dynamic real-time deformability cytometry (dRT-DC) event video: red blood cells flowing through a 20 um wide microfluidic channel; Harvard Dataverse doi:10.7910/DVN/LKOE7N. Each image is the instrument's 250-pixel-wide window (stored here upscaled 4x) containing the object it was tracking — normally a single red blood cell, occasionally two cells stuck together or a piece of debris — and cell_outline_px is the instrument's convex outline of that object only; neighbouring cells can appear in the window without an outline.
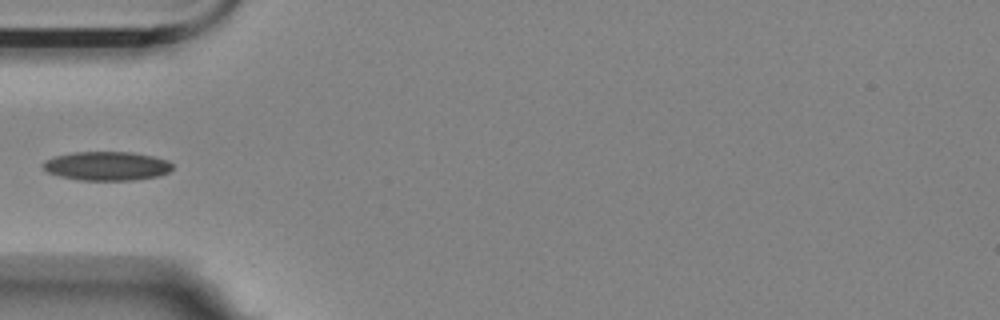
{"species": "Egyptian fruit bat (a non-hibernating species)", "species_latin": "Rousettus aegyptiacus", "temperature_condition": "room temperature", "stored_images_in_passage": 4, "camera_frame_rate_fps": 3000, "um_per_image_px": 0.085, "animal": {"sex": "female"}, "frame": {"image": 1, "passage_image": 4, "time_ms": 1.0, "image_size_px": [1000, 320], "cell_outline_px": [[172, 168], [168, 172], [160, 176], [132, 180], [80, 180], [60, 176], [48, 172], [40, 164], [44, 160], [56, 156], [76, 152], [132, 152], [152, 156], [168, 160], [172, 164]], "centroid_in_image_um": [9.08, 14.11], "position_along_channel_um": 75.9, "area_um2": 21.79}}